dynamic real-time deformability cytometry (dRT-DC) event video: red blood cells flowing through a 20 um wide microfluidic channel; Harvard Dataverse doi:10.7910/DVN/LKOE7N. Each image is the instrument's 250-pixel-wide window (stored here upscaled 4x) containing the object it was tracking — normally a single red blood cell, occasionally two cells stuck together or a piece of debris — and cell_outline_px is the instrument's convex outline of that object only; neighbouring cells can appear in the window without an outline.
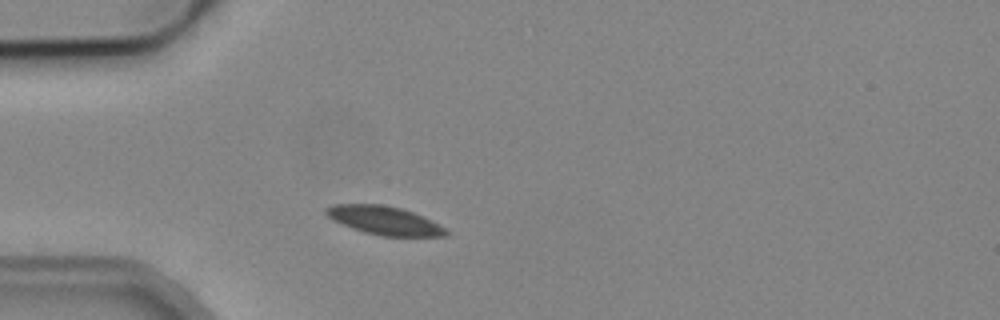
{"species": "common noctule bat (a hibernating species)", "species_latin": "Nyctalus noctula", "temperature_condition": "cold", "stored_images_in_passage": 3, "camera_frame_rate_fps": 3000, "um_per_image_px": 0.085, "animal": {"sex": "male", "body_mass_g": 19.2, "forearm_length_mm": 51.8}, "frame": {"image": 1, "passage_image": 2, "time_ms": 1.333, "image_size_px": [1000, 320], "cell_outline_px": [[448, 236], [380, 236], [364, 232], [352, 228], [332, 220], [324, 212], [324, 208], [332, 204], [380, 204], [400, 208], [412, 212], [444, 228], [448, 232]], "centroid_in_image_um": [32.58, 18.74], "position_along_channel_um": 52.4, "area_um2": 19.65}}